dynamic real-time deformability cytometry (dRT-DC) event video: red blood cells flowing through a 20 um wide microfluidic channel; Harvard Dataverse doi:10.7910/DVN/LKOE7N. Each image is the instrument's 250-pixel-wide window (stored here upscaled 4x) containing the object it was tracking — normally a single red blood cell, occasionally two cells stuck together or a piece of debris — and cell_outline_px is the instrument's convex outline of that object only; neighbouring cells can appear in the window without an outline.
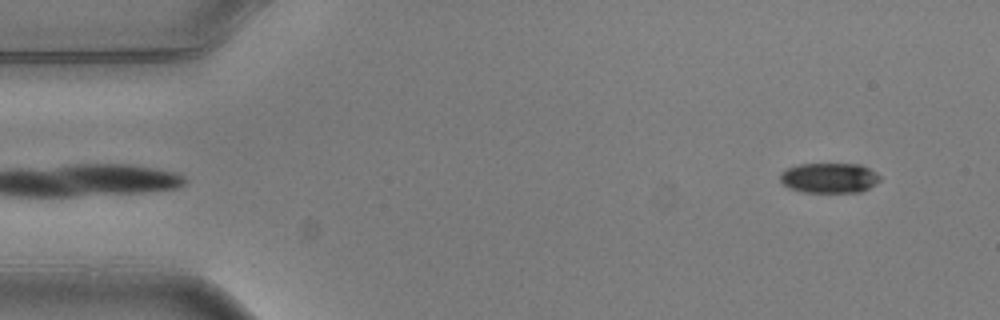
{"species": "common noctule bat (a hibernating species)", "species_latin": "Nyctalus noctula", "temperature_condition": "warm", "stored_images_in_passage": 3, "camera_frame_rate_fps": 3000, "um_per_image_px": 0.085, "animal": {"sex": "male", "body_mass_g": 20.5, "forearm_length_mm": 52.5}, "frame": {"image": 1, "passage_image": 3, "time_ms": 0.667, "image_size_px": [1000, 320], "cell_outline_px": [[880, 180], [876, 184], [860, 192], [804, 192], [788, 188], [780, 180], [780, 172], [788, 168], [800, 164], [860, 164], [876, 172], [880, 176]], "centroid_in_image_um": [70.49, 15.12], "position_along_channel_um": 14.5, "area_um2": 17.51}}